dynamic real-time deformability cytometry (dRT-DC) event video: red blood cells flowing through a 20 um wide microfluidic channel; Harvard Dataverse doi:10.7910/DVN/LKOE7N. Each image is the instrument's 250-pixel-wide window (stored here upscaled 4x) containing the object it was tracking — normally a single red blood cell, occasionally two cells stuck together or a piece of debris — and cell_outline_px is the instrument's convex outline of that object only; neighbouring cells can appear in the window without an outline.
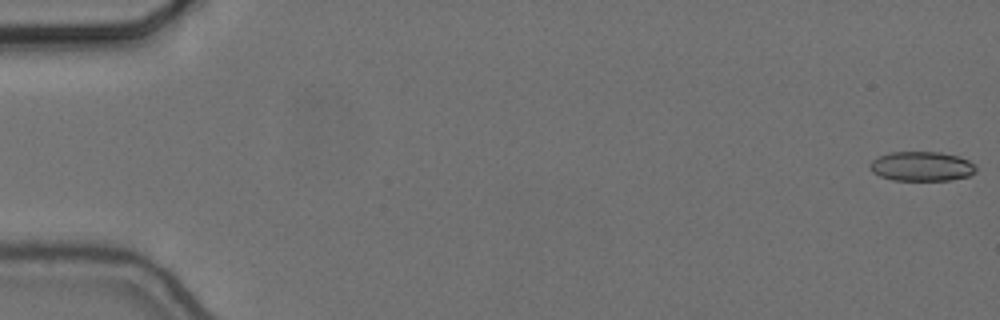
{"species": "common noctule bat (a hibernating species)", "species_latin": "Nyctalus noctula", "temperature_condition": "cold", "stored_images_in_passage": 15, "camera_frame_rate_fps": 3000, "um_per_image_px": 0.085, "animal": {"sex": "female", "body_mass_g": 24.6, "forearm_length_mm": 56.2}, "frame": {"image": 1, "passage_image": 1, "time_ms": 0.0, "image_size_px": [1000, 320], "cell_outline_px": [[976, 172], [968, 176], [948, 180], [892, 180], [880, 176], [872, 172], [868, 164], [872, 160], [880, 156], [892, 152], [940, 152], [956, 156], [968, 160], [976, 164]], "centroid_in_image_um": [78.34, 14.14], "position_along_channel_um": 6.7, "area_um2": 18.21}}
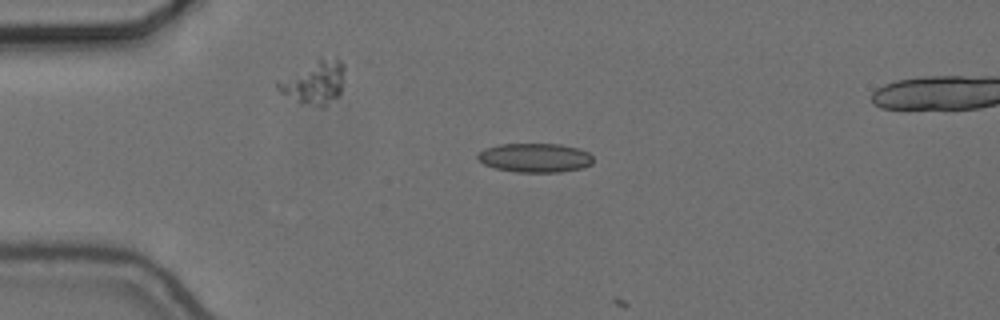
{"frame": {"image": 2, "passage_image": 14, "time_ms": 4.333, "image_size_px": [1000, 320], "cell_outline_px": [[592, 164], [584, 168], [560, 172], [516, 172], [496, 168], [484, 164], [476, 160], [476, 156], [484, 148], [500, 144], [560, 144], [580, 148], [588, 152], [592, 156]], "centroid_in_image_um": [45.48, 13.41], "position_along_channel_um": 39.5, "area_um2": 19.77}}